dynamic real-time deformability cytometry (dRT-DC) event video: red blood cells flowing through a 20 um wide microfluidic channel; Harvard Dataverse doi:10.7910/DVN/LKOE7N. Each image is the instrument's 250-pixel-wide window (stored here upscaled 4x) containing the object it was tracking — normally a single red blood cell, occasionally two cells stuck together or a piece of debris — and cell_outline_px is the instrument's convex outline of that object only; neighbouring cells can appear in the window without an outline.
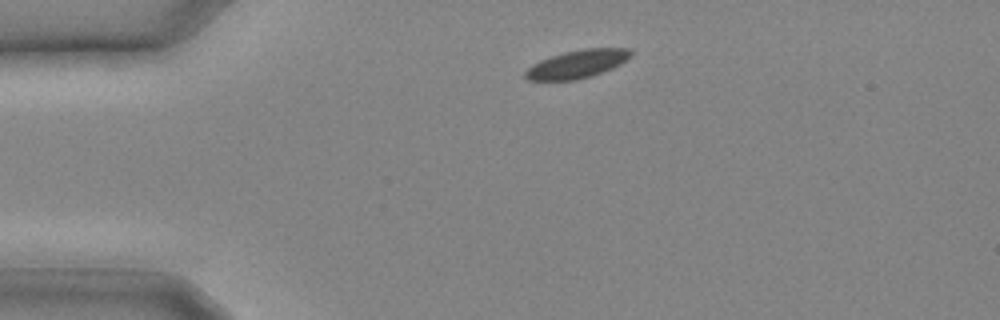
{"species": "common noctule bat (a hibernating species)", "species_latin": "Nyctalus noctula", "temperature_condition": "cold", "stored_images_in_passage": 7, "camera_frame_rate_fps": 3000, "um_per_image_px": 0.085, "animal": {"sex": "male", "body_mass_g": 20.4}, "frame": {"image": 1, "passage_image": 1, "time_ms": 0.0, "image_size_px": [1000, 320], "cell_outline_px": [[632, 52], [620, 64], [612, 68], [576, 80], [528, 80], [524, 76], [524, 72], [532, 64], [540, 60], [564, 52], [584, 48], [628, 48]], "centroid_in_image_um": [49.01, 5.44], "position_along_channel_um": 36.0, "area_um2": 16.94}}
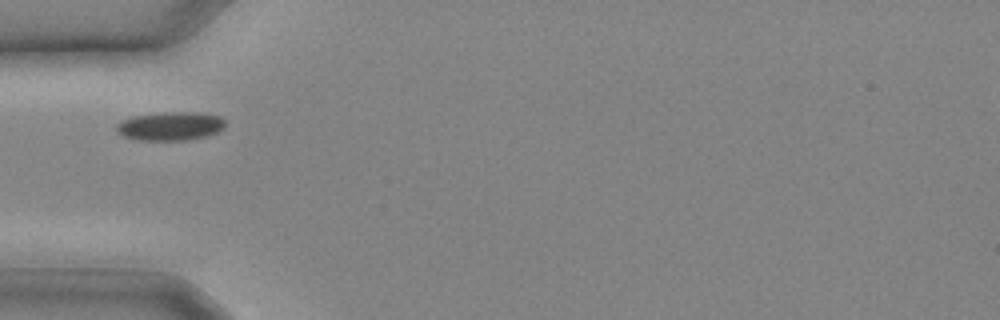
{"frame": {"image": 2, "passage_image": 4, "time_ms": 1.0, "image_size_px": [1000, 320], "cell_outline_px": [[224, 128], [216, 132], [204, 136], [188, 140], [140, 140], [124, 136], [116, 128], [116, 124], [120, 120], [132, 116], [164, 112], [200, 112], [220, 116], [224, 120]], "centroid_in_image_um": [14.48, 10.7], "position_along_channel_um": 70.5, "area_um2": 18.09}}
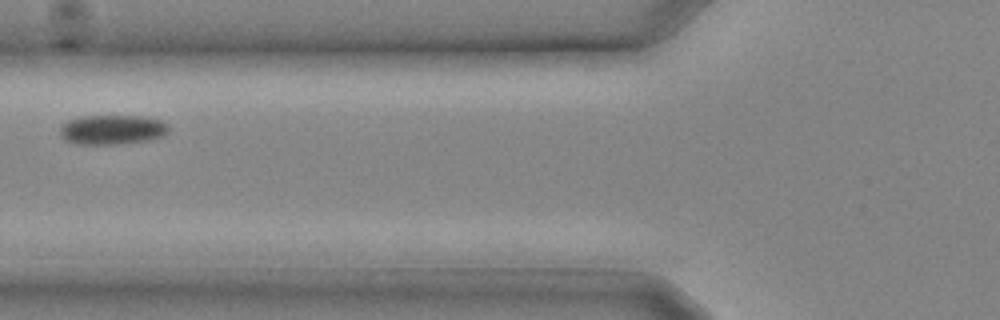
{"frame": {"image": 3, "passage_image": 6, "time_ms": 1.667, "image_size_px": [1000, 320], "cell_outline_px": [[168, 132], [164, 136], [148, 140], [120, 144], [76, 144], [64, 140], [60, 136], [60, 128], [68, 120], [84, 116], [140, 116], [164, 120], [168, 124]], "centroid_in_image_um": [9.56, 11.02], "position_along_channel_um": 116.2, "area_um2": 18.9}}